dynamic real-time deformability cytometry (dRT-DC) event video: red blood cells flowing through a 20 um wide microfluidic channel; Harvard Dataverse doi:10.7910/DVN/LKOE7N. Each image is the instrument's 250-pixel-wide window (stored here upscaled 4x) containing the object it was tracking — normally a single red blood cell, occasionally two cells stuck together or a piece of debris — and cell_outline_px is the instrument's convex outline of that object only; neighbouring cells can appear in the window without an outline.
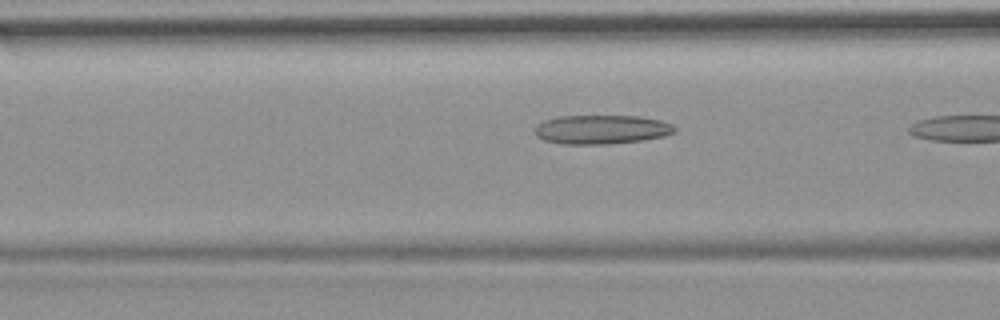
{"species": "common noctule bat (a hibernating species)", "species_latin": "Nyctalus noctula", "temperature_condition": "room temperature", "stored_images_in_passage": 15, "camera_frame_rate_fps": 3000, "um_per_image_px": 0.085, "animal": {"sex": "female", "body_mass_g": 19.9}, "frame": {"image": 1, "passage_image": 13, "time_ms": 4.0, "image_size_px": [1000, 320], "cell_outline_px": [[676, 132], [664, 136], [640, 140], [608, 144], [564, 144], [544, 140], [536, 136], [536, 124], [544, 120], [556, 116], [640, 116], [660, 120], [672, 124], [676, 128]], "centroid_in_image_um": [51.12, 11.0], "position_along_channel_um": 115.5, "area_um2": 23.7}}